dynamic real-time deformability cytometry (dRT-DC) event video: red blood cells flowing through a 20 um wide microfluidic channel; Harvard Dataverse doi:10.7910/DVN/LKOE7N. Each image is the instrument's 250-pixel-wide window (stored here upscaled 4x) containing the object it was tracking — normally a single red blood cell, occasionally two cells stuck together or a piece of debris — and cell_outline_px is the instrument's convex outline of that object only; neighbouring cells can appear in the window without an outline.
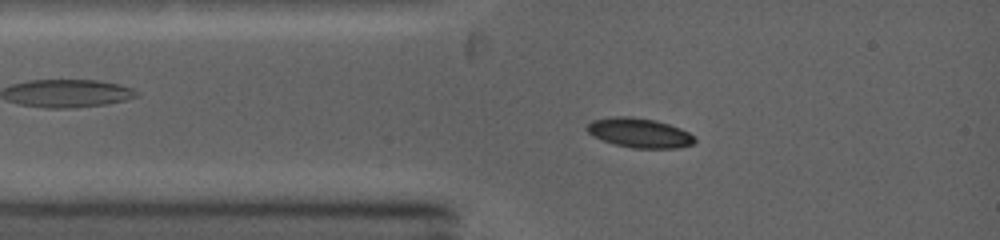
{"species": "common noctule bat (a hibernating species)", "species_latin": "Nyctalus noctula", "temperature_condition": "warm", "stored_images_in_passage": 6, "camera_frame_rate_fps": 5000, "um_per_image_px": 0.085, "animal": {"sex": "female", "body_mass_g": 19.0, "forearm_length_mm": 53.3}, "frame": {"image": 1, "passage_image": 4, "time_ms": 1.2, "image_size_px": [1000, 240], "cell_outline_px": [[696, 140], [692, 144], [680, 148], [632, 148], [616, 144], [604, 140], [588, 132], [584, 128], [592, 120], [612, 116], [632, 116], [656, 120], [680, 128], [696, 136]], "centroid_in_image_um": [54.38, 11.28], "position_along_channel_um": 30.6, "area_um2": 18.55}}